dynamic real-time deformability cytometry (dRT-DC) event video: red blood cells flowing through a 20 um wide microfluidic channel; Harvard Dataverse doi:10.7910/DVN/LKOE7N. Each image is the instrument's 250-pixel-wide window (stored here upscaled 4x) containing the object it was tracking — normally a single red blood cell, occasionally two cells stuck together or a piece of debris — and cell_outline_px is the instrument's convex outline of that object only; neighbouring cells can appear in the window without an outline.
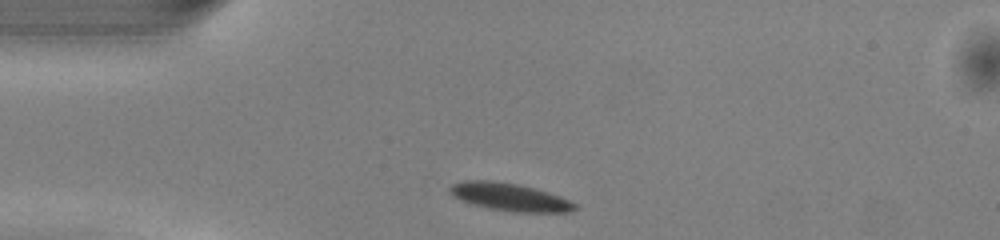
{"species": "common noctule bat (a hibernating species)", "species_latin": "Nyctalus noctula", "temperature_condition": "warm", "stored_images_in_passage": 39, "camera_frame_rate_fps": 3000, "um_per_image_px": 0.085, "animal": {"sex": "male", "body_mass_g": 13.0, "forearm_length_mm": 53.1}, "frame": {"image": 1, "passage_image": 1, "time_ms": 0.0, "image_size_px": [1000, 240], "cell_outline_px": [[576, 208], [568, 212], [512, 212], [488, 208], [472, 204], [460, 200], [452, 196], [448, 192], [448, 188], [452, 184], [464, 180], [488, 180], [516, 184], [548, 192], [560, 196], [576, 204]], "centroid_in_image_um": [43.26, 16.75], "position_along_channel_um": 41.7, "area_um2": 20.11}}
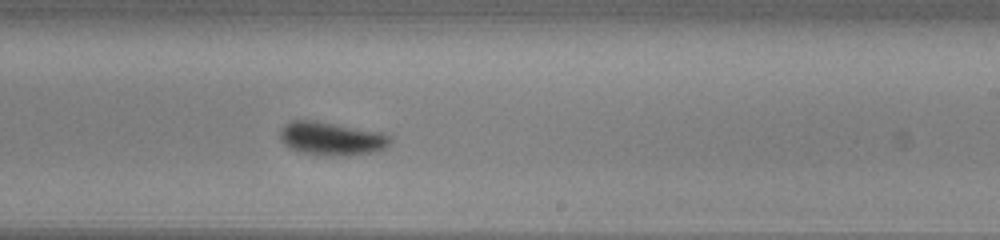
{"frame": {"image": 2, "passage_image": 19, "time_ms": 6.0, "image_size_px": [1000, 240], "cell_outline_px": [[392, 140], [384, 148], [376, 152], [348, 156], [316, 156], [300, 152], [288, 148], [280, 140], [280, 128], [292, 120], [316, 120], [380, 132], [388, 136]], "centroid_in_image_um": [28.13, 11.8], "position_along_channel_um": 260.9, "area_um2": 21.79}}
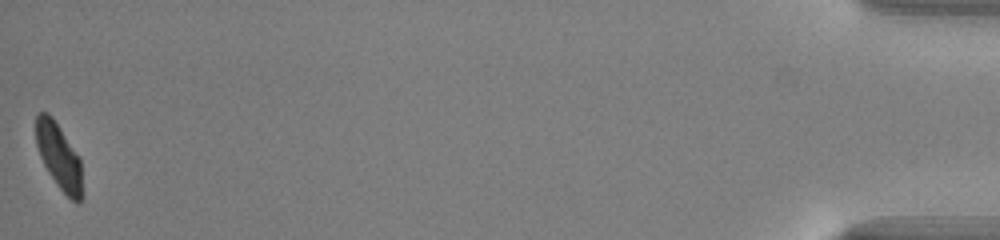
{"frame": {"image": 3, "passage_image": 39, "time_ms": 12.667, "image_size_px": [1000, 240], "cell_outline_px": [[84, 196], [80, 204], [72, 200], [56, 184], [48, 172], [40, 156], [36, 144], [36, 116], [40, 112], [48, 112], [52, 116], [80, 156]], "centroid_in_image_um": [5.05, 13.33], "position_along_channel_um": 430.1, "area_um2": 18.09}, "authors_computed_cell_mechanics": {"area_um2": 20.2878, "velocity_mm_per_s": 4.066, "shape_relaxation_time_tau1_ms": 2.1924, "shape_relaxation_time_tau2_ms": 2.1309, "deformation_change_tau1": 0.1239, "deformation_change_tau2": 0.0719}}